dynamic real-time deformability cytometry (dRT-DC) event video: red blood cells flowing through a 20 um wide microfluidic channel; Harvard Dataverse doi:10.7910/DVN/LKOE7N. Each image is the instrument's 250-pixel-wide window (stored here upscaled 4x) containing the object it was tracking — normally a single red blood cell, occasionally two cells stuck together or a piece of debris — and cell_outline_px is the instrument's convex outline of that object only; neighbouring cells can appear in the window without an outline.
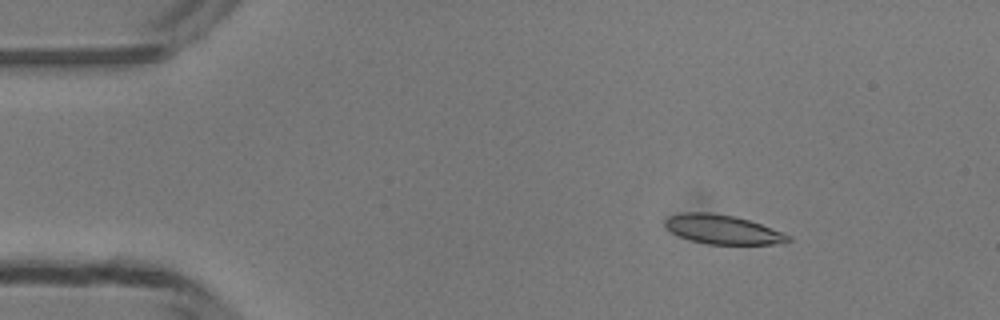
{"species": "common noctule bat (a hibernating species)", "species_latin": "Nyctalus noctula", "temperature_condition": "room temperature", "stored_images_in_passage": 21, "camera_frame_rate_fps": 3000, "um_per_image_px": 0.085, "animal": {"sex": "male", "body_mass_g": 13.3}, "frame": {"image": 1, "passage_image": 7, "time_ms": 2.0, "image_size_px": [1000, 320], "cell_outline_px": [[792, 240], [784, 244], [708, 244], [692, 240], [680, 236], [672, 232], [664, 224], [664, 220], [668, 216], [684, 212], [712, 212], [736, 216], [760, 224], [792, 236]], "centroid_in_image_um": [61.45, 19.5], "position_along_channel_um": 23.6, "area_um2": 20.92}}
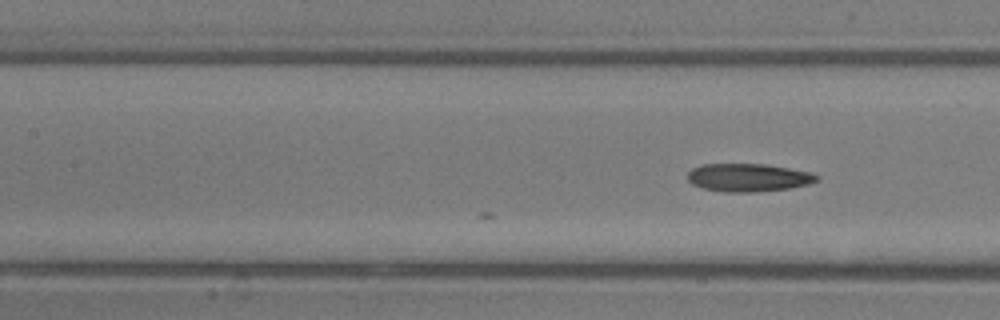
{"frame": {"image": 2, "passage_image": 21, "time_ms": 6.667, "image_size_px": [1000, 320], "cell_outline_px": [[820, 180], [808, 184], [792, 188], [756, 192], [724, 192], [704, 188], [692, 184], [688, 180], [688, 172], [692, 168], [704, 164], [764, 164], [812, 172], [820, 176]], "centroid_in_image_um": [63.65, 15.09], "position_along_channel_um": 143.8, "area_um2": 21.21}}